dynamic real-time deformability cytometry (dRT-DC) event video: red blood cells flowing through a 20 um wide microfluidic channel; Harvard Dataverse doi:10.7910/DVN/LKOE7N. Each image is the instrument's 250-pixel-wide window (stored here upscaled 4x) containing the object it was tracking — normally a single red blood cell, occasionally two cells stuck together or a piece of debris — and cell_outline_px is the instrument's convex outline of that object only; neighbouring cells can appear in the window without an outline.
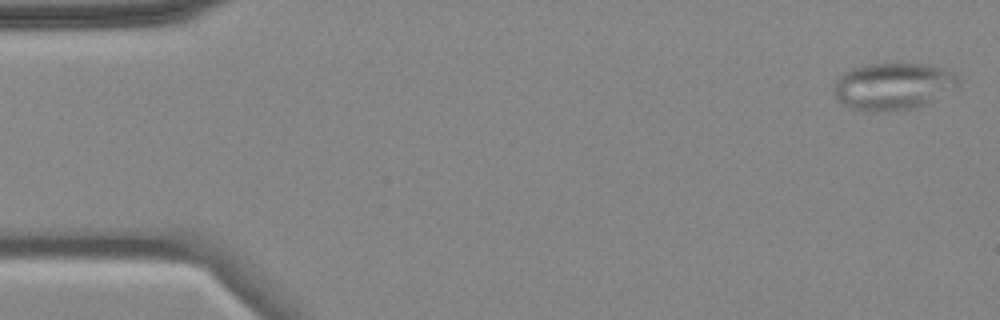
{"species": "common noctule bat (a hibernating species)", "species_latin": "Nyctalus noctula", "temperature_condition": "cold", "stored_images_in_passage": 4, "camera_frame_rate_fps": 3000, "um_per_image_px": 0.085, "animal": {"sex": "female", "body_mass_g": 18.4}, "frame": {"image": 1, "passage_image": 1, "time_ms": 0.0, "image_size_px": [1000, 320], "cell_outline_px": [[960, 80], [956, 88], [928, 104], [916, 108], [896, 112], [864, 112], [852, 108], [836, 100], [832, 92], [832, 84], [844, 72], [852, 68], [864, 64], [924, 64], [956, 72]], "centroid_in_image_um": [75.89, 7.36], "position_along_channel_um": 9.1, "area_um2": 34.97}}